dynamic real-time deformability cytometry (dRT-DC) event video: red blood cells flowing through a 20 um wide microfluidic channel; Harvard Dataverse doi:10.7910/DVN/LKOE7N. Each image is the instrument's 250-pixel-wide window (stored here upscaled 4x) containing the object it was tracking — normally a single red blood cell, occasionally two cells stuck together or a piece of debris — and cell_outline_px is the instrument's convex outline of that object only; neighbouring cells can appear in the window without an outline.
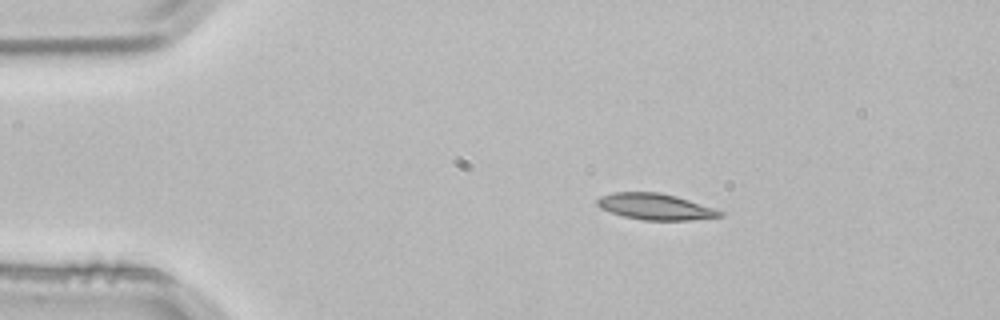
{"species": "common noctule bat (a hibernating species)", "species_latin": "Nyctalus noctula", "temperature_condition": "room temperature", "stored_images_in_passage": 2, "camera_frame_rate_fps": 3000, "um_per_image_px": 0.085, "animal": {"sex": "male", "body_mass_g": 21.5, "forearm_length_mm": 52.0}, "frame": {"image": 1, "passage_image": 1, "time_ms": 0.0, "image_size_px": [1000, 320], "cell_outline_px": [[724, 216], [688, 220], [644, 220], [624, 216], [600, 208], [596, 204], [596, 200], [600, 196], [612, 192], [660, 192], [676, 196], [724, 212]], "centroid_in_image_um": [55.67, 17.56], "position_along_channel_um": 29.3, "area_um2": 18.55}}